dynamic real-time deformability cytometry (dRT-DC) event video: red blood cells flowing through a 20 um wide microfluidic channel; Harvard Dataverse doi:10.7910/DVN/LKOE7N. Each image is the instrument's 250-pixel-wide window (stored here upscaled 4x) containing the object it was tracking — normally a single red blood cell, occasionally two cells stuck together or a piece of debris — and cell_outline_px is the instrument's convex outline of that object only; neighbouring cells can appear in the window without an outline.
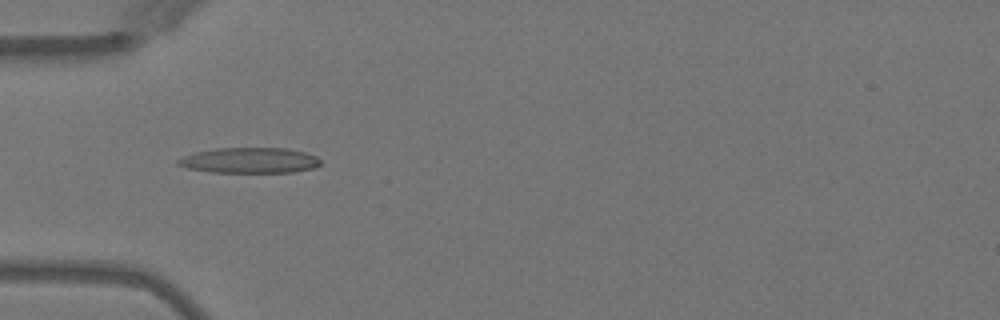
{"species": "Egyptian fruit bat (a non-hibernating species)", "species_latin": "Rousettus aegyptiacus", "temperature_condition": "warm", "stored_images_in_passage": 5, "camera_frame_rate_fps": 3000, "um_per_image_px": 0.085, "animal": {"sex": "female"}, "frame": {"image": 1, "passage_image": 3, "time_ms": 3.333, "image_size_px": [1000, 320], "cell_outline_px": [[320, 164], [316, 168], [292, 172], [212, 172], [188, 168], [176, 164], [176, 160], [184, 156], [196, 152], [216, 148], [288, 148], [304, 152], [316, 156], [320, 160]], "centroid_in_image_um": [21.23, 13.63], "position_along_channel_um": 63.8, "area_um2": 21.15}}
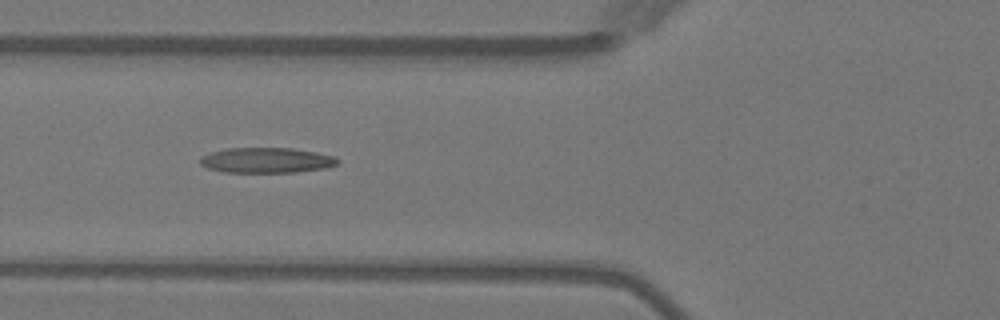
{"frame": {"image": 2, "passage_image": 4, "time_ms": 4.333, "image_size_px": [1000, 320], "cell_outline_px": [[340, 164], [324, 168], [296, 172], [220, 172], [208, 168], [200, 164], [200, 156], [212, 152], [228, 148], [292, 148], [316, 152], [332, 156], [340, 160]], "centroid_in_image_um": [22.65, 13.62], "position_along_channel_um": 103.2, "area_um2": 20.29}}
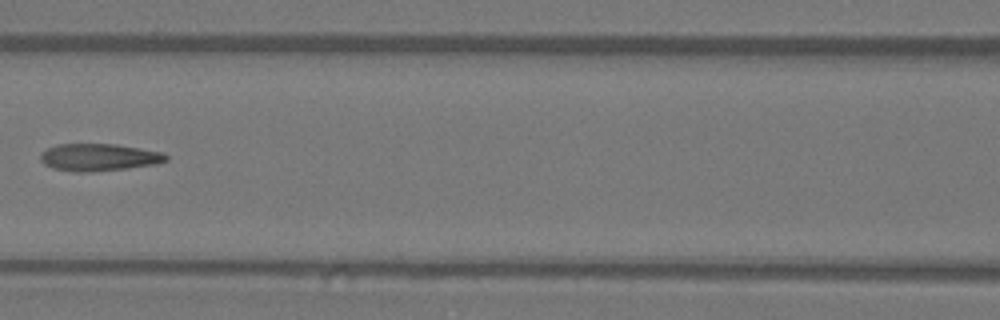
{"frame": {"image": 3, "passage_image": 5, "time_ms": 5.667, "image_size_px": [1000, 320], "cell_outline_px": [[168, 160], [156, 164], [128, 168], [92, 172], [76, 172], [52, 168], [44, 164], [40, 160], [40, 152], [56, 144], [116, 144], [164, 152], [168, 156]], "centroid_in_image_um": [8.4, 13.37], "position_along_channel_um": 158.2, "area_um2": 20.17}}